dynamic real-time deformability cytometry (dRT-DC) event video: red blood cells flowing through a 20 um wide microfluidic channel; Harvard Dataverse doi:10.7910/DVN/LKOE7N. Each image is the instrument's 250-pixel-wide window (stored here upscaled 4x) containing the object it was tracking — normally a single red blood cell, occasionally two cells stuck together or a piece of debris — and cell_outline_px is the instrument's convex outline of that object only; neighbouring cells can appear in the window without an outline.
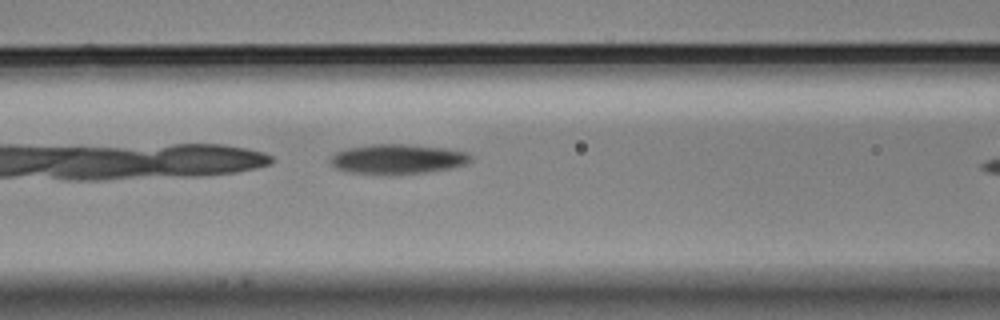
{"species": "Egyptian fruit bat (a non-hibernating species)", "species_latin": "Rousettus aegyptiacus", "temperature_condition": "cold", "stored_images_in_passage": 15, "camera_frame_rate_fps": 3000, "um_per_image_px": 0.085, "animal": {"sex": "male"}, "frame": {"image": 1, "passage_image": 7, "time_ms": 2.0, "image_size_px": [1000, 320], "cell_outline_px": [[472, 160], [468, 164], [452, 168], [424, 172], [348, 172], [336, 168], [332, 164], [332, 156], [336, 152], [348, 148], [372, 144], [404, 144], [448, 148], [468, 152], [472, 156]], "centroid_in_image_um": [33.9, 13.48], "position_along_channel_um": 132.7, "area_um2": 23.64}}
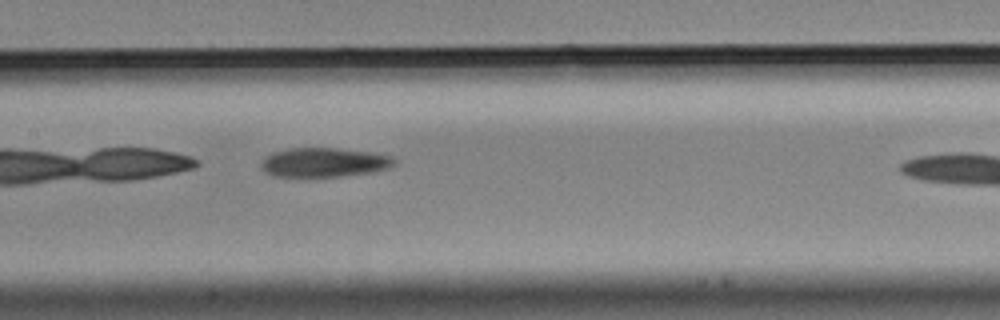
{"frame": {"image": 2, "passage_image": 11, "time_ms": 3.333, "image_size_px": [1000, 320], "cell_outline_px": [[396, 164], [388, 168], [372, 172], [308, 180], [272, 176], [260, 164], [272, 152], [288, 148], [336, 148], [372, 152], [392, 156], [396, 160]], "centroid_in_image_um": [27.54, 13.84], "position_along_channel_um": 179.9, "area_um2": 23.47}}
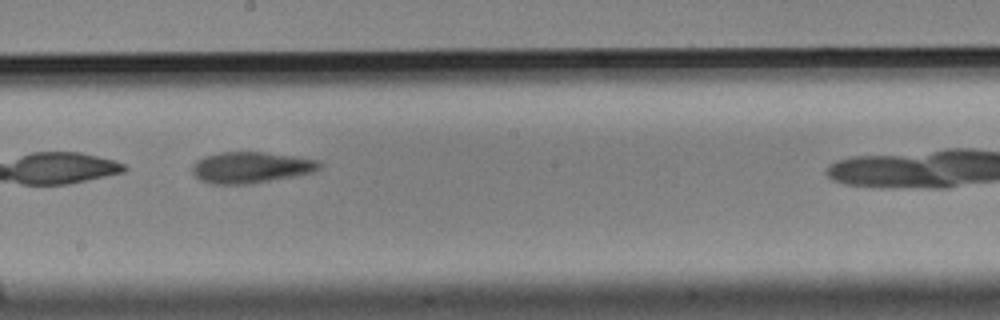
{"frame": {"image": 3, "passage_image": 15, "time_ms": 4.667, "image_size_px": [1000, 320], "cell_outline_px": [[320, 168], [312, 172], [292, 176], [248, 184], [212, 184], [200, 180], [192, 172], [192, 164], [196, 160], [204, 156], [220, 152], [264, 152], [320, 160]], "centroid_in_image_um": [21.27, 14.22], "position_along_channel_um": 226.9, "area_um2": 22.95}}